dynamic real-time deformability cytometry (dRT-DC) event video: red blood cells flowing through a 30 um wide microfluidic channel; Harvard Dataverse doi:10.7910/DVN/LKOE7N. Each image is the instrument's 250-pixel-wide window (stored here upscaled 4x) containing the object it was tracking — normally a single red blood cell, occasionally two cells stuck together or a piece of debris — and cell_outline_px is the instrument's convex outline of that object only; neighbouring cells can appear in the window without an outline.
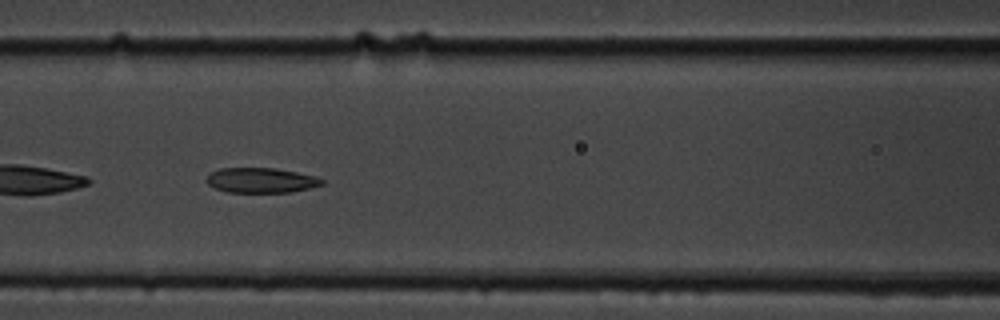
{"species": "common noctule bat (a hibernating species)", "species_latin": "Nyctalus noctula", "temperature_condition": "cold", "stored_images_in_passage": 56, "camera_frame_rate_fps": 3000, "um_per_image_px": 0.085, "animal": {"sex": "male", "body_mass_g": 19.5, "forearm_length_mm": 54.6}, "frame": {"image": 1, "passage_image": 25, "time_ms": 8.0, "image_size_px": [1000, 320], "cell_outline_px": [[324, 184], [312, 188], [292, 192], [224, 192], [208, 184], [204, 180], [212, 172], [220, 168], [276, 168], [296, 172], [312, 176], [324, 180]], "centroid_in_image_um": [22.18, 15.33], "position_along_channel_um": 144.4, "area_um2": 16.82}}
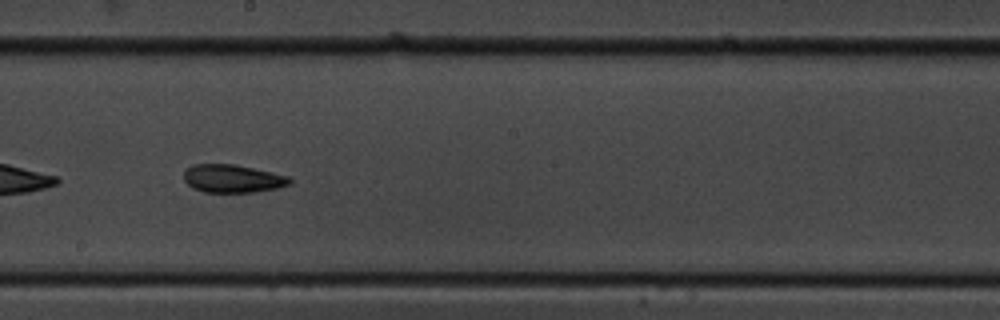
{"frame": {"image": 2, "passage_image": 32, "time_ms": 10.333, "image_size_px": [1000, 320], "cell_outline_px": [[292, 184], [276, 188], [252, 192], [204, 192], [192, 188], [184, 180], [184, 172], [192, 164], [232, 164], [272, 172], [288, 176], [292, 180]], "centroid_in_image_um": [19.76, 15.18], "position_along_channel_um": 228.4, "area_um2": 17.22}}
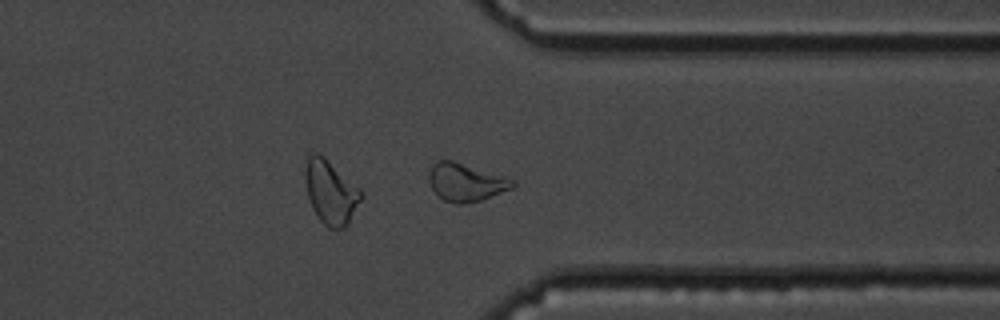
{"frame": {"image": 3, "passage_image": 44, "time_ms": 14.333, "image_size_px": [1000, 320], "cell_outline_px": [[516, 184], [512, 188], [480, 200], [464, 204], [456, 204], [444, 200], [432, 188], [428, 176], [432, 164], [436, 160], [452, 160], [516, 180]], "centroid_in_image_um": [39.59, 15.48], "position_along_channel_um": 371.8, "area_um2": 18.26}, "authors_computed_cell_mechanics": {"area_um2": 19.1318, "velocity_mm_per_s": 3.6162, "shape_relaxation_time_tau1_ms": null, "shape_relaxation_time_tau2_ms": 10.2165, "deformation_change_tau1": null, "deformation_change_tau2": 0.1891}}